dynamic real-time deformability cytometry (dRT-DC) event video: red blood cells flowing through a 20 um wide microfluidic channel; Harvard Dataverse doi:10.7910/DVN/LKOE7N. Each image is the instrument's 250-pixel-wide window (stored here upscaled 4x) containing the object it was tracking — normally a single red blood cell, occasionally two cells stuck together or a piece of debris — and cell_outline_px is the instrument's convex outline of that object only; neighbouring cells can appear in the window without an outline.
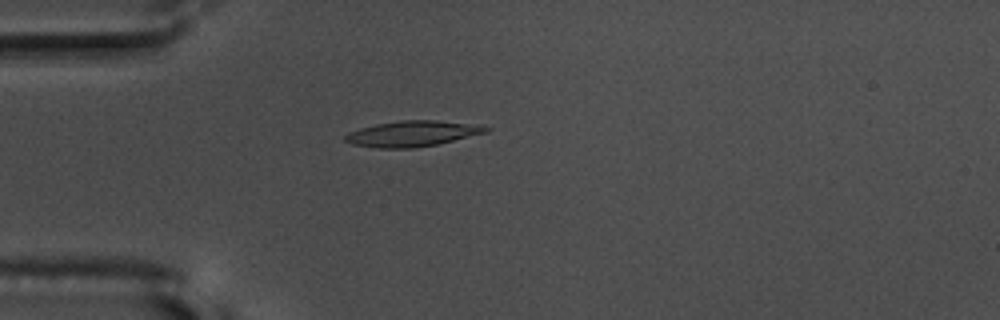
{"species": "common noctule bat (a hibernating species)", "species_latin": "Nyctalus noctula", "temperature_condition": "warm", "stored_images_in_passage": 53, "camera_frame_rate_fps": 3000, "um_per_image_px": 0.085, "animal": {"sex": "male", "body_mass_g": 17.5, "forearm_length_mm": 52.3}, "frame": {"image": 1, "passage_image": 13, "time_ms": 4.0, "image_size_px": [1000, 320], "cell_outline_px": [[492, 128], [488, 132], [436, 144], [416, 148], [376, 148], [352, 144], [344, 140], [344, 136], [348, 132], [360, 128], [376, 124], [400, 120], [436, 120], [480, 124]], "centroid_in_image_um": [35.07, 11.35], "position_along_channel_um": 49.9, "area_um2": 21.21}}
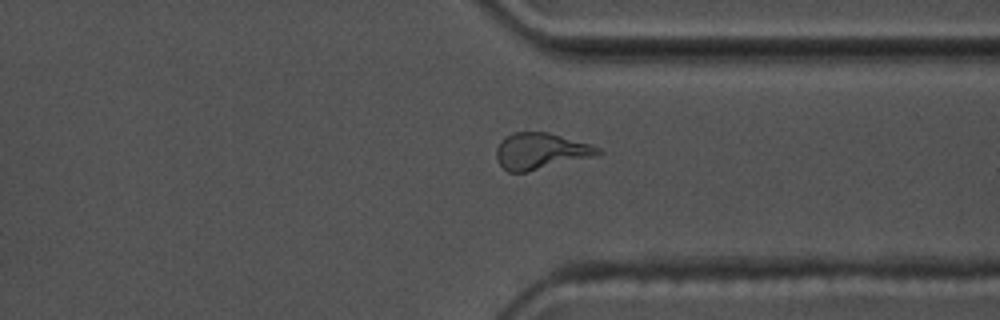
{"frame": {"image": 2, "passage_image": 40, "time_ms": 13.0, "image_size_px": [1000, 320], "cell_outline_px": [[604, 152], [592, 156], [528, 172], [508, 172], [500, 164], [496, 156], [496, 148], [500, 140], [516, 132], [548, 132], [588, 144], [600, 148]], "centroid_in_image_um": [45.91, 12.85], "position_along_channel_um": 365.5, "area_um2": 21.1}}
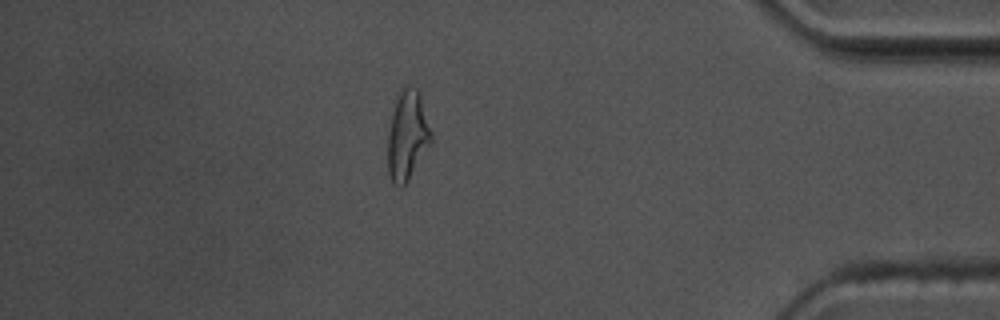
{"frame": {"image": 3, "passage_image": 46, "time_ms": 15.0, "image_size_px": [1000, 320], "cell_outline_px": [[432, 144], [408, 180], [400, 188], [392, 184], [388, 172], [388, 132], [396, 92], [400, 88], [408, 84], [416, 88], [420, 92], [432, 132]], "centroid_in_image_um": [34.63, 11.47], "position_along_channel_um": 400.6, "area_um2": 23.29}, "authors_computed_cell_mechanics": {"area_um2": 20.3456, "velocity_mm_per_s": 3.6464, "shape_relaxation_time_tau1_ms": 4.4333, "shape_relaxation_time_tau2_ms": 2.1721, "deformation_change_tau1": 0.1958, "deformation_change_tau2": 0.103}}